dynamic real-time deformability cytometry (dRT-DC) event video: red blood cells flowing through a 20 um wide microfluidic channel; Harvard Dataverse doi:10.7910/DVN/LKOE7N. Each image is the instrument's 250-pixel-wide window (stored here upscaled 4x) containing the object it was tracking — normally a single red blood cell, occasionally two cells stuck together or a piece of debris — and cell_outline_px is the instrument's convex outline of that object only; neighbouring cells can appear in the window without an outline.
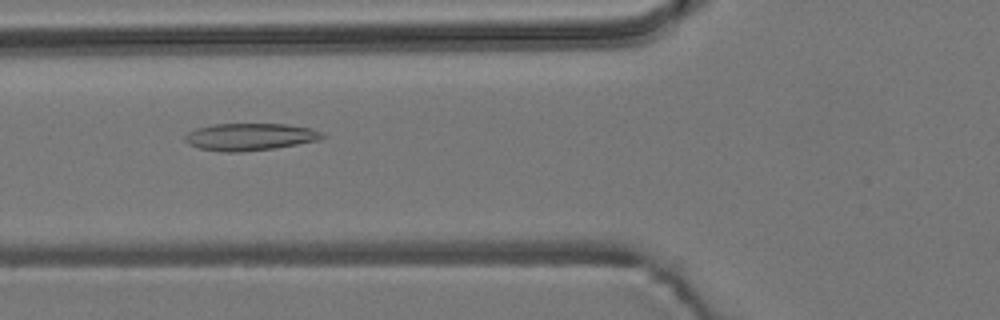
{"species": "common noctule bat (a hibernating species)", "species_latin": "Nyctalus noctula", "temperature_condition": "room temperature", "stored_images_in_passage": 54, "camera_frame_rate_fps": 3000, "um_per_image_px": 0.085, "animal": {"sex": "male", "body_mass_g": 19.2, "forearm_length_mm": 51.8}, "frame": {"image": 1, "passage_image": 20, "time_ms": 6.333, "image_size_px": [1000, 320], "cell_outline_px": [[328, 136], [316, 140], [296, 144], [272, 148], [240, 152], [224, 152], [200, 148], [188, 144], [184, 140], [184, 136], [188, 132], [196, 128], [216, 124], [288, 124], [308, 128], [320, 132]], "centroid_in_image_um": [21.2, 11.62], "position_along_channel_um": 104.6, "area_um2": 21.5}}
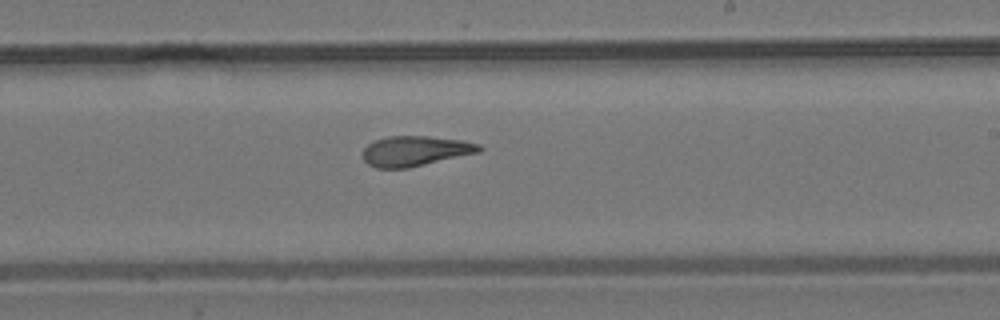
{"frame": {"image": 2, "passage_image": 32, "time_ms": 10.333, "image_size_px": [1000, 320], "cell_outline_px": [[484, 148], [480, 152], [408, 168], [376, 168], [368, 164], [364, 160], [364, 148], [368, 144], [376, 140], [388, 136], [428, 136], [464, 140], [480, 144]], "centroid_in_image_um": [35.33, 12.83], "position_along_channel_um": 253.7, "area_um2": 20.46}}
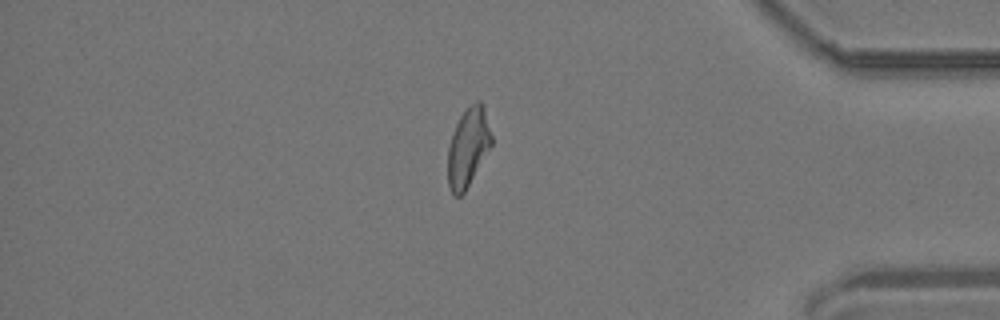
{"frame": {"image": 3, "passage_image": 46, "time_ms": 15.0, "image_size_px": [1000, 320], "cell_outline_px": [[492, 144], [464, 192], [460, 196], [456, 196], [452, 192], [448, 184], [448, 144], [456, 124], [460, 116], [476, 100], [480, 100], [484, 108], [492, 136]], "centroid_in_image_um": [39.78, 12.51], "position_along_channel_um": 395.4, "area_um2": 19.65}, "authors_computed_cell_mechanics": {"area_um2": 21.0392, "velocity_mm_per_s": 3.7273, "shape_relaxation_time_tau1_ms": null, "shape_relaxation_time_tau2_ms": 2.4699, "deformation_change_tau1": null, "deformation_change_tau2": 0.1014}}